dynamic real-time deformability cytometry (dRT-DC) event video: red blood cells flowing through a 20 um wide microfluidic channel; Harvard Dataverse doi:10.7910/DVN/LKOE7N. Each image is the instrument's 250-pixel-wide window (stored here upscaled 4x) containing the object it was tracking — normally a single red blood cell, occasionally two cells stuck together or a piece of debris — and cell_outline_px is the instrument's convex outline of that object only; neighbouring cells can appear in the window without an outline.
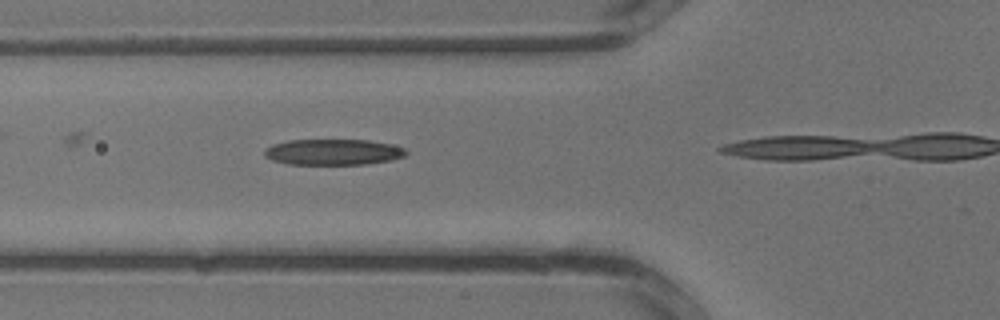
{"species": "common noctule bat (a hibernating species)", "species_latin": "Nyctalus noctula", "temperature_condition": "warm", "stored_images_in_passage": 4, "camera_frame_rate_fps": 3000, "um_per_image_px": 0.085, "animal": {"sex": "male", "body_mass_g": 13.3}, "frame": {"image": 1, "passage_image": 3, "time_ms": 0.667, "image_size_px": [1000, 320], "cell_outline_px": [[408, 152], [404, 156], [392, 160], [364, 164], [288, 164], [272, 160], [264, 156], [264, 148], [272, 144], [288, 140], [368, 140], [388, 144], [404, 148]], "centroid_in_image_um": [28.27, 12.92], "position_along_channel_um": 97.5, "area_um2": 21.33}}